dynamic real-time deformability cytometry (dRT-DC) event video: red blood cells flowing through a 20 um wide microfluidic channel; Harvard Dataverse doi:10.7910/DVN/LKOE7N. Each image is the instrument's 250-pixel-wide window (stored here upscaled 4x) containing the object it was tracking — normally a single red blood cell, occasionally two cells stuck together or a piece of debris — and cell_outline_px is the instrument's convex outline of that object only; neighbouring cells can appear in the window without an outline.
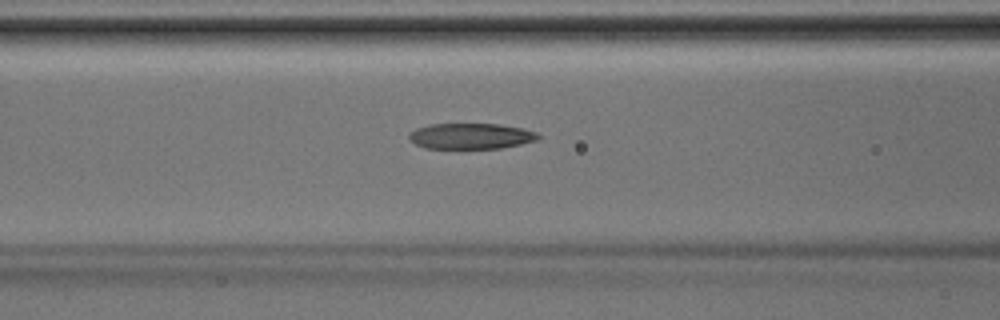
{"species": "Egyptian fruit bat (a non-hibernating species)", "species_latin": "Rousettus aegyptiacus", "temperature_condition": "room temperature", "stored_images_in_passage": 39, "camera_frame_rate_fps": 3000, "um_per_image_px": 0.085, "animal": {"sex": "male"}, "frame": {"image": 1, "passage_image": 15, "time_ms": 4.667, "image_size_px": [1000, 320], "cell_outline_px": [[540, 140], [500, 148], [424, 148], [416, 144], [408, 136], [416, 128], [428, 124], [500, 124], [524, 128], [536, 132], [540, 136]], "centroid_in_image_um": [40.07, 11.56], "position_along_channel_um": 126.5, "area_um2": 19.36}}
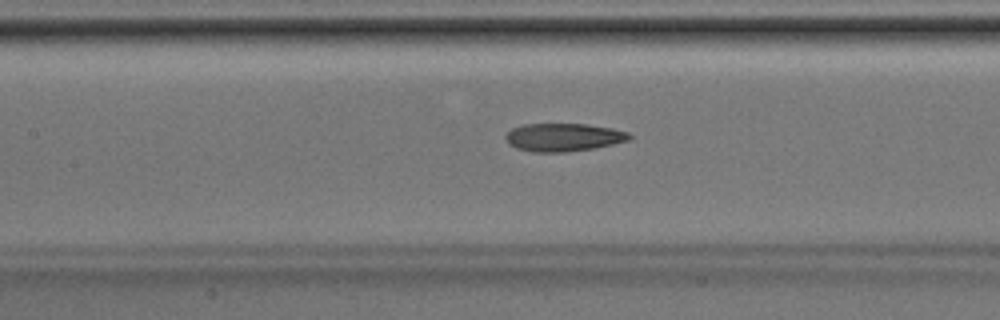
{"frame": {"image": 2, "passage_image": 17, "time_ms": 5.333, "image_size_px": [1000, 320], "cell_outline_px": [[632, 136], [628, 140], [612, 144], [592, 148], [564, 152], [532, 152], [516, 148], [508, 144], [504, 136], [512, 128], [524, 124], [584, 124], [612, 128], [628, 132]], "centroid_in_image_um": [47.85, 11.67], "position_along_channel_um": 159.6, "area_um2": 20.11}}
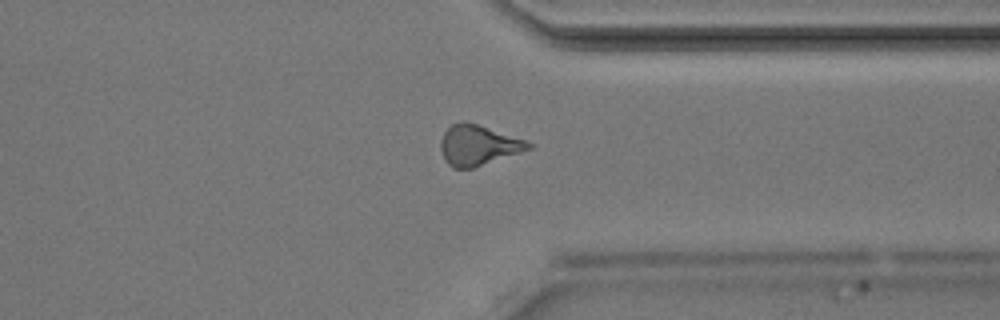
{"frame": {"image": 3, "passage_image": 30, "time_ms": 9.667, "image_size_px": [1000, 320], "cell_outline_px": [[536, 144], [532, 148], [472, 168], [452, 168], [444, 160], [440, 148], [440, 140], [444, 132], [452, 124], [460, 120], [468, 120]], "centroid_in_image_um": [40.62, 12.32], "position_along_channel_um": 370.8, "area_um2": 20.75}}